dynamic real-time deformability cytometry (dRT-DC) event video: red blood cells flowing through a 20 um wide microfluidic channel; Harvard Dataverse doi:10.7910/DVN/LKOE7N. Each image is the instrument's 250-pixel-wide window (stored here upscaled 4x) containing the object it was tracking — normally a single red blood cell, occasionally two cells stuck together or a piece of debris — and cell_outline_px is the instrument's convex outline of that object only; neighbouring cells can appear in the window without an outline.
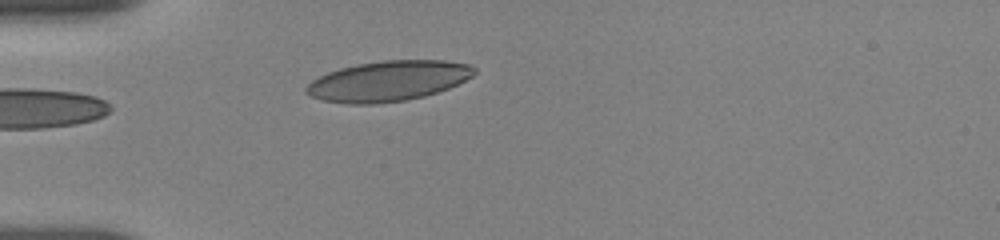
{"species": "human", "species_latin": "Homo sapiens", "temperature_condition": "room temperature", "stored_images_in_passage": 26, "camera_frame_rate_fps": 3000, "um_per_image_px": 0.085, "donor": {"sex": "female"}, "frame": {"image": 1, "passage_image": 1, "time_ms": 0.0, "image_size_px": [1000, 240], "cell_outline_px": [[476, 72], [472, 76], [448, 88], [424, 96], [404, 100], [376, 104], [348, 104], [324, 100], [312, 96], [304, 92], [304, 88], [312, 80], [328, 72], [340, 68], [356, 64], [384, 60], [444, 60], [468, 64], [476, 68]], "centroid_in_image_um": [32.98, 6.88], "position_along_channel_um": 52.0, "area_um2": 39.3}}
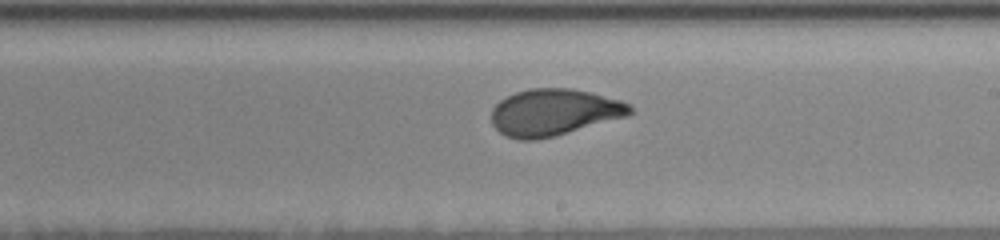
{"frame": {"image": 2, "passage_image": 14, "time_ms": 4.333, "image_size_px": [1000, 240], "cell_outline_px": [[632, 112], [628, 116], [556, 136], [536, 140], [516, 140], [500, 132], [492, 124], [492, 108], [500, 100], [516, 92], [532, 88], [572, 88], [592, 92], [620, 100], [628, 104], [632, 108]], "centroid_in_image_um": [47.09, 9.55], "position_along_channel_um": 241.9, "area_um2": 37.8}}
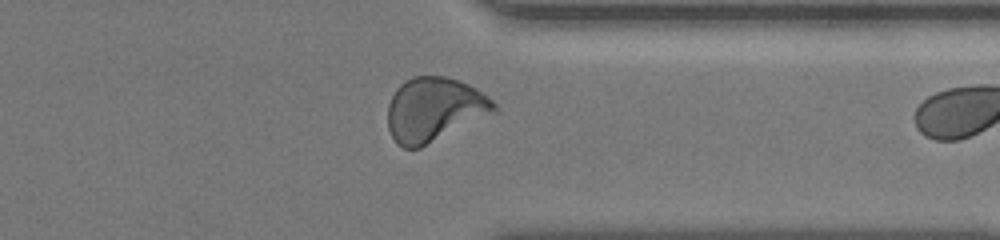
{"frame": {"image": 3, "passage_image": 25, "time_ms": 8.0, "image_size_px": [1000, 240], "cell_outline_px": [[496, 112], [420, 148], [404, 148], [396, 144], [388, 128], [388, 104], [396, 88], [404, 80], [412, 76], [444, 76], [460, 80], [476, 88], [492, 100], [496, 104]], "centroid_in_image_um": [36.89, 9.3], "position_along_channel_um": 374.5, "area_um2": 39.77}}